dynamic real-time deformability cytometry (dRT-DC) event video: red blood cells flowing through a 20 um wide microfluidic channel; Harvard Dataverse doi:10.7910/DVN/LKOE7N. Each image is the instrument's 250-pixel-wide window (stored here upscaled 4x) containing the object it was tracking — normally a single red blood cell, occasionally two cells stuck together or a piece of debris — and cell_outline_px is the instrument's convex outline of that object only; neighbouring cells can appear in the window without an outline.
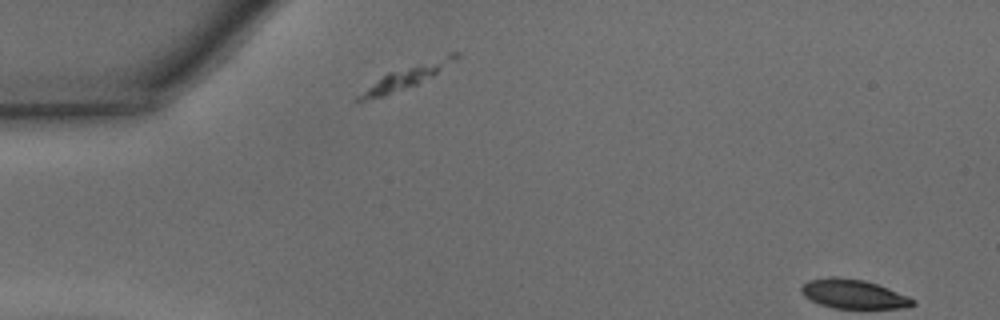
{"species": "common noctule bat (a hibernating species)", "species_latin": "Nyctalus noctula", "temperature_condition": "warm", "stored_images_in_passage": 4, "segment_of_instrument_passage": [1, 2], "camera_frame_rate_fps": 3000, "um_per_image_px": 0.085, "animal": {"sex": "male", "body_mass_g": 15.6}, "frame": {"image": 1, "passage_image": 2, "time_ms": 0.333, "image_size_px": [1000, 320], "cell_outline_px": [[460, 56], [456, 60], [432, 76], [416, 84], [384, 96], [364, 100], [356, 100], [352, 96], [388, 72], [448, 52], [456, 52]], "centroid_in_image_um": [34.52, 6.51], "position_along_channel_um": 50.5, "area_um2": 13.01}}